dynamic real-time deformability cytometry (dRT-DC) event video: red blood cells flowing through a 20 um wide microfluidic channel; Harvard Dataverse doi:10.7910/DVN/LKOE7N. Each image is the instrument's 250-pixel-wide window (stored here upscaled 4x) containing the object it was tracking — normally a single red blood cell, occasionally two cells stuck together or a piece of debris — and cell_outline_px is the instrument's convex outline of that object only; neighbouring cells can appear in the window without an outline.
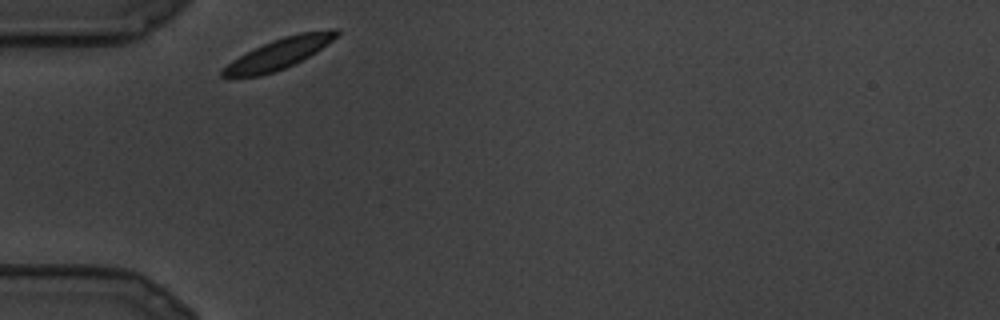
{"species": "common noctule bat (a hibernating species)", "species_latin": "Nyctalus noctula", "temperature_condition": "cold", "stored_images_in_passage": 3, "camera_frame_rate_fps": 3000, "um_per_image_px": 0.085, "animal": {"sex": "male", "body_mass_g": 19.5, "forearm_length_mm": 54.6}, "frame": {"image": 1, "passage_image": 1, "time_ms": 0.0, "image_size_px": [1000, 320], "cell_outline_px": [[340, 32], [328, 44], [316, 52], [284, 68], [260, 76], [220, 76], [220, 72], [232, 60], [272, 40], [284, 36], [300, 32], [332, 28], [336, 28]], "centroid_in_image_um": [23.76, 4.53], "position_along_channel_um": 61.2, "area_um2": 19.77}}
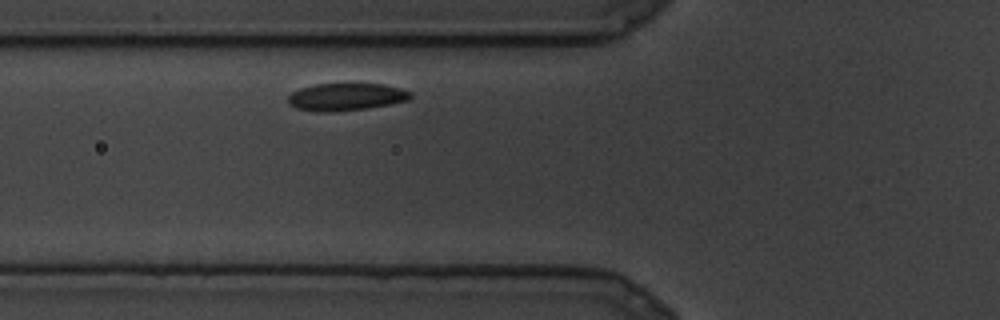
{"frame": {"image": 2, "passage_image": 3, "time_ms": 0.667, "image_size_px": [1000, 320], "cell_outline_px": [[412, 96], [408, 100], [368, 108], [332, 112], [316, 112], [296, 108], [288, 104], [288, 96], [292, 92], [300, 88], [316, 84], [384, 84], [400, 88], [412, 92]], "centroid_in_image_um": [29.39, 8.24], "position_along_channel_um": 96.4, "area_um2": 19.59}}